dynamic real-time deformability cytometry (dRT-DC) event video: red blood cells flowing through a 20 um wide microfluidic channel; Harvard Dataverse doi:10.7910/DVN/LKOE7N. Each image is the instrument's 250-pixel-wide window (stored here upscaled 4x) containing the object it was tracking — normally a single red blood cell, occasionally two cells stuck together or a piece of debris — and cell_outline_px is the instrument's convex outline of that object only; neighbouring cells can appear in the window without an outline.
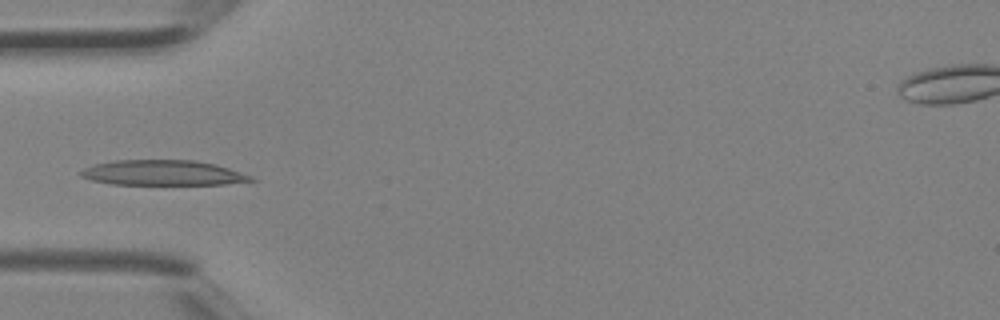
{"species": "Egyptian fruit bat (a non-hibernating species)", "species_latin": "Rousettus aegyptiacus", "temperature_condition": "room temperature", "stored_images_in_passage": 3, "camera_frame_rate_fps": 3000, "um_per_image_px": 0.085, "animal": {"sex": "female"}, "frame": {"image": 1, "passage_image": 3, "time_ms": 0.667, "image_size_px": [1000, 320], "cell_outline_px": [[256, 180], [224, 184], [112, 184], [92, 180], [80, 176], [80, 172], [84, 168], [96, 164], [112, 160], [196, 160], [228, 168], [252, 176]], "centroid_in_image_um": [13.82, 14.68], "position_along_channel_um": 71.2, "area_um2": 24.68}}